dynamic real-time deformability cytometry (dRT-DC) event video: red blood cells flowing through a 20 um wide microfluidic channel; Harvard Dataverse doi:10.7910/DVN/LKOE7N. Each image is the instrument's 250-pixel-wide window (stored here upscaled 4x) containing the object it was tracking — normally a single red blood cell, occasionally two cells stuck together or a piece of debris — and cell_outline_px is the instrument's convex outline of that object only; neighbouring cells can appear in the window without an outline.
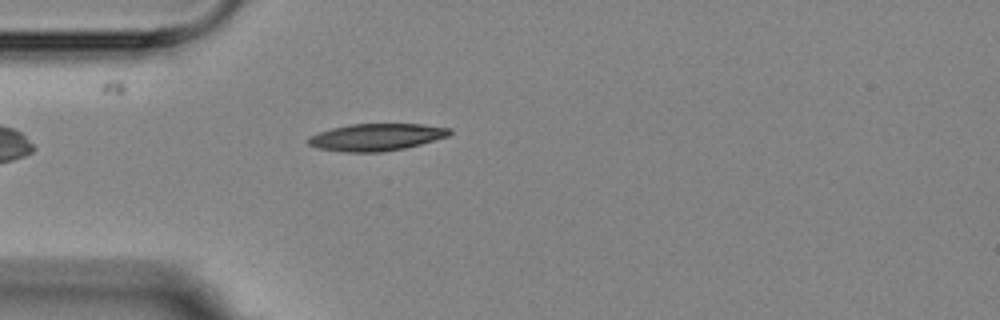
{"species": "Egyptian fruit bat (a non-hibernating species)", "species_latin": "Rousettus aegyptiacus", "temperature_condition": "room temperature", "stored_images_in_passage": 2, "camera_frame_rate_fps": 3000, "um_per_image_px": 0.085, "animal": {"sex": "female"}, "frame": {"image": 1, "passage_image": 2, "time_ms": 1.333, "image_size_px": [1000, 320], "cell_outline_px": [[452, 132], [448, 136], [420, 144], [404, 148], [380, 152], [344, 152], [316, 148], [308, 144], [308, 136], [332, 128], [348, 124], [424, 124], [452, 128]], "centroid_in_image_um": [31.98, 11.65], "position_along_channel_um": 53.0, "area_um2": 22.37}}